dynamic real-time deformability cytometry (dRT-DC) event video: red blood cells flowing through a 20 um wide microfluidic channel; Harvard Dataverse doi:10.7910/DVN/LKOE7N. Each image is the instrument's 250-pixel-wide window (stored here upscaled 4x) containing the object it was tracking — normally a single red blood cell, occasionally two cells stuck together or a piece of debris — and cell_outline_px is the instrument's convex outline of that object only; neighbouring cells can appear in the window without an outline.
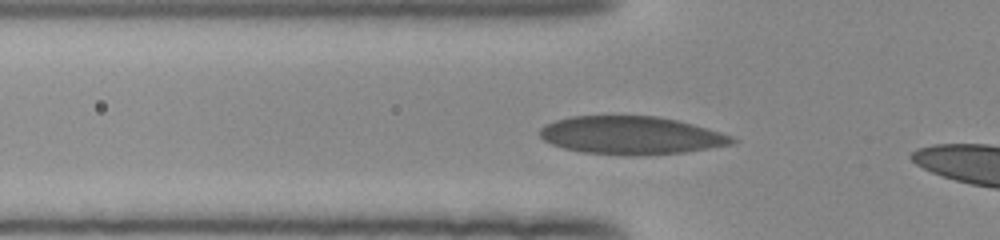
{"species": "human", "species_latin": "Homo sapiens", "temperature_condition": "room temperature", "stored_images_in_passage": 31, "camera_frame_rate_fps": 3000, "um_per_image_px": 0.085, "donor": {"sex": "female"}, "frame": {"image": 1, "passage_image": 4, "time_ms": 1.0, "image_size_px": [1000, 240], "cell_outline_px": [[740, 140], [732, 144], [684, 152], [648, 156], [624, 156], [584, 152], [564, 148], [552, 144], [544, 140], [536, 132], [544, 124], [556, 120], [572, 116], [656, 116], [676, 120], [708, 128], [732, 136]], "centroid_in_image_um": [53.63, 11.52], "position_along_channel_um": 72.2, "area_um2": 42.95}}
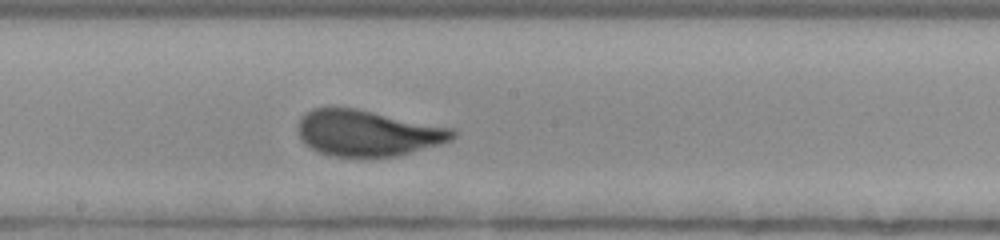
{"frame": {"image": 2, "passage_image": 15, "time_ms": 4.667, "image_size_px": [1000, 240], "cell_outline_px": [[456, 136], [452, 140], [440, 144], [400, 156], [332, 156], [320, 152], [304, 144], [296, 128], [296, 124], [300, 116], [304, 112], [312, 108], [356, 108], [452, 128], [456, 132]], "centroid_in_image_um": [31.22, 11.3], "position_along_channel_um": 217.0, "area_um2": 41.56}}
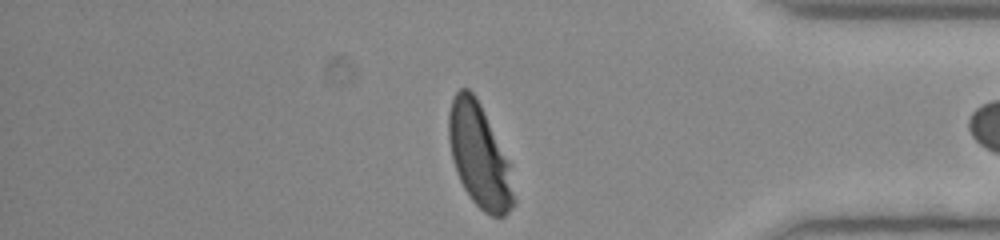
{"frame": {"image": 3, "passage_image": 30, "time_ms": 9.667, "image_size_px": [1000, 240], "cell_outline_px": [[516, 200], [512, 208], [504, 216], [492, 216], [484, 212], [472, 200], [464, 188], [456, 172], [452, 160], [448, 140], [448, 112], [452, 100], [456, 92], [460, 88], [468, 88], [476, 96], [480, 104], [508, 164]], "centroid_in_image_um": [40.7, 13.25], "position_along_channel_um": 394.5, "area_um2": 38.49}}